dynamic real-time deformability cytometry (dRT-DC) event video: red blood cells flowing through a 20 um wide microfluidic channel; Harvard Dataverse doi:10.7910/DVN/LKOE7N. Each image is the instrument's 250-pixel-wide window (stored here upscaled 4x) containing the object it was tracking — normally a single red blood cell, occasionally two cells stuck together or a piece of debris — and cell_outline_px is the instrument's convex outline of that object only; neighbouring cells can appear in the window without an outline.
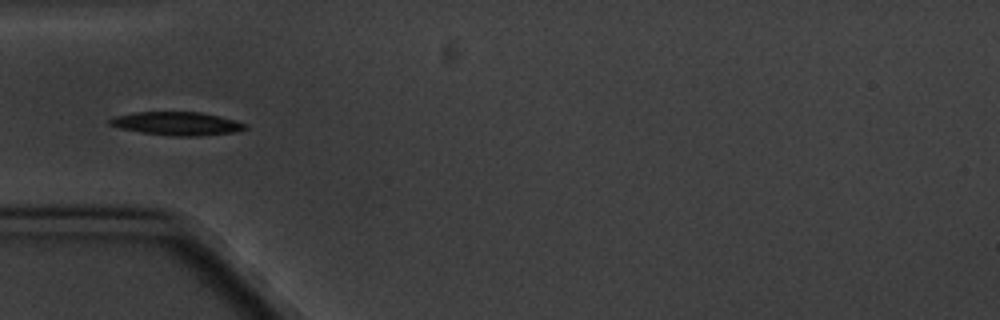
{"species": "common noctule bat (a hibernating species)", "species_latin": "Nyctalus noctula", "temperature_condition": "cold", "stored_images_in_passage": 10, "camera_frame_rate_fps": 3000, "um_per_image_px": 0.085, "animal": {"sex": "male", "body_mass_g": 20.1, "forearm_length_mm": 53.5}, "frame": {"image": 1, "passage_image": 4, "time_ms": 3.333, "image_size_px": [1000, 320], "cell_outline_px": [[248, 128], [236, 132], [200, 136], [172, 136], [144, 132], [120, 128], [108, 124], [108, 120], [116, 116], [136, 112], [200, 112], [220, 116], [236, 120], [248, 124]], "centroid_in_image_um": [15.11, 10.5], "position_along_channel_um": 69.9, "area_um2": 18.44}}
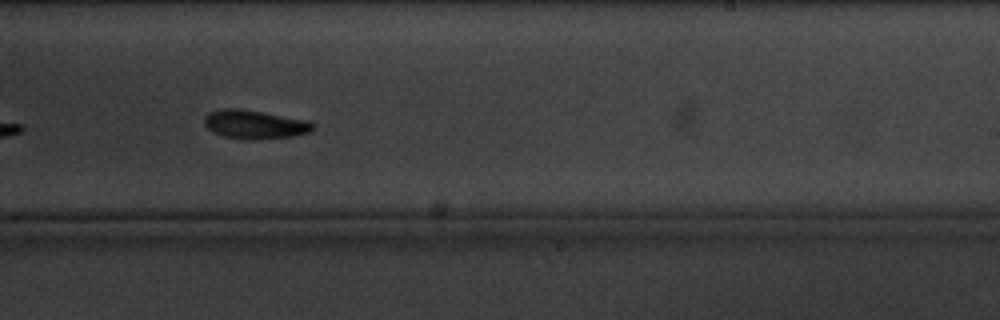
{"frame": {"image": 2, "passage_image": 9, "time_ms": 9.333, "image_size_px": [1000, 320], "cell_outline_px": [[316, 124], [308, 132], [292, 136], [252, 140], [244, 140], [224, 136], [212, 132], [204, 124], [204, 116], [208, 112], [220, 108], [240, 108], [308, 120]], "centroid_in_image_um": [21.6, 10.57], "position_along_channel_um": 267.4, "area_um2": 18.32}}